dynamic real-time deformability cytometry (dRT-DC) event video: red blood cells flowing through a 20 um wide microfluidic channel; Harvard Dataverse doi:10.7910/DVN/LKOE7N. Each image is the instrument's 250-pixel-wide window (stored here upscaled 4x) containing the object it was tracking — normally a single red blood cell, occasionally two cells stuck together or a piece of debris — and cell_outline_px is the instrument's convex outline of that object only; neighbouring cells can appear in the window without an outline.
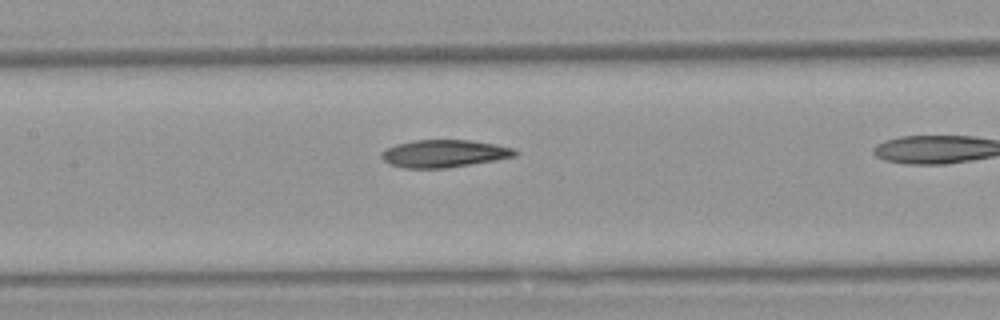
{"species": "Egyptian fruit bat (a non-hibernating species)", "species_latin": "Rousettus aegyptiacus", "temperature_condition": "warm", "stored_images_in_passage": 7, "camera_frame_rate_fps": 3000, "um_per_image_px": 0.085, "animal": {"sex": "female"}, "frame": {"image": 1, "passage_image": 5, "time_ms": 5.667, "image_size_px": [1000, 320], "cell_outline_px": [[520, 152], [516, 156], [496, 160], [444, 168], [404, 168], [388, 164], [380, 156], [380, 152], [396, 144], [416, 140], [468, 140], [496, 144], [512, 148]], "centroid_in_image_um": [37.74, 13.05], "position_along_channel_um": 169.7, "area_um2": 21.39}}